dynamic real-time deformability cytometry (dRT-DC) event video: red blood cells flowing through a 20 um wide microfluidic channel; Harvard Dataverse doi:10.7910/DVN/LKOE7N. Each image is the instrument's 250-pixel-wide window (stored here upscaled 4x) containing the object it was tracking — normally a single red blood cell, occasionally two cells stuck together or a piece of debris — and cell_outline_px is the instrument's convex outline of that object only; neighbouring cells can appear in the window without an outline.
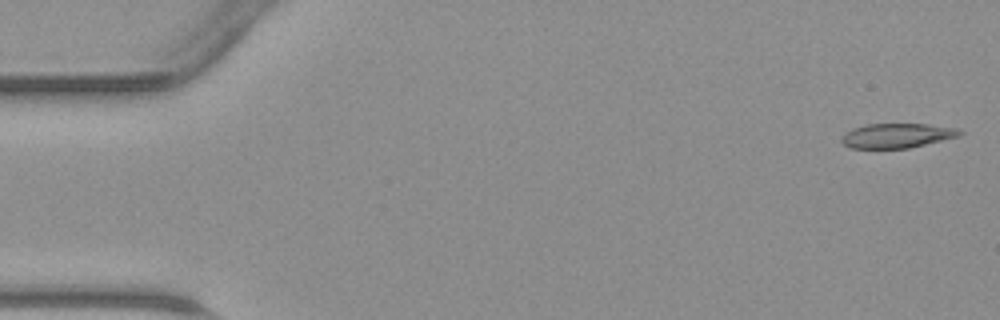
{"species": "common noctule bat (a hibernating species)", "species_latin": "Nyctalus noctula", "temperature_condition": "warm", "stored_images_in_passage": 10, "camera_frame_rate_fps": 3000, "um_per_image_px": 0.085, "animal": {"sex": "male", "body_mass_g": 23.1, "forearm_length_mm": 52.7}, "frame": {"image": 1, "passage_image": 1, "time_ms": 0.0, "image_size_px": [1000, 320], "cell_outline_px": [[964, 132], [960, 136], [908, 148], [848, 148], [840, 140], [852, 128], [864, 124], [928, 124], [956, 128]], "centroid_in_image_um": [76.25, 11.52], "position_along_channel_um": 8.7, "area_um2": 16.82}}